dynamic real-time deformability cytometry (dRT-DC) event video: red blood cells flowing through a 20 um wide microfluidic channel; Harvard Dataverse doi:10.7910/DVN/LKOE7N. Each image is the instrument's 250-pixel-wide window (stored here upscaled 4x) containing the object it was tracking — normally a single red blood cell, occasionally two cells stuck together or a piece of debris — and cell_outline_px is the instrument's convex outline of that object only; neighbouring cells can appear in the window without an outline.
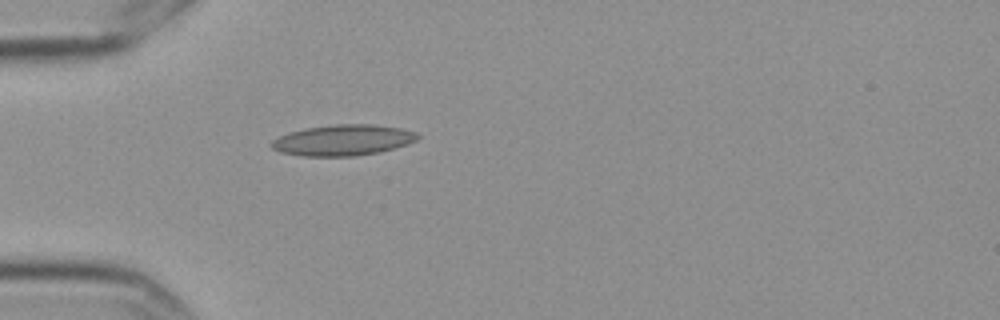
{"species": "Egyptian fruit bat (a non-hibernating species)", "species_latin": "Rousettus aegyptiacus", "temperature_condition": "cold", "stored_images_in_passage": 5, "camera_frame_rate_fps": 3000, "um_per_image_px": 0.085, "frame": {"image": 1, "passage_image": 5, "time_ms": 1.333, "image_size_px": [1000, 320], "cell_outline_px": [[420, 136], [416, 140], [408, 144], [376, 152], [356, 156], [300, 156], [280, 152], [272, 148], [268, 144], [272, 140], [280, 136], [292, 132], [308, 128], [336, 124], [372, 124], [400, 128], [416, 132]], "centroid_in_image_um": [29.14, 11.92], "position_along_channel_um": 55.9, "area_um2": 26.07}}